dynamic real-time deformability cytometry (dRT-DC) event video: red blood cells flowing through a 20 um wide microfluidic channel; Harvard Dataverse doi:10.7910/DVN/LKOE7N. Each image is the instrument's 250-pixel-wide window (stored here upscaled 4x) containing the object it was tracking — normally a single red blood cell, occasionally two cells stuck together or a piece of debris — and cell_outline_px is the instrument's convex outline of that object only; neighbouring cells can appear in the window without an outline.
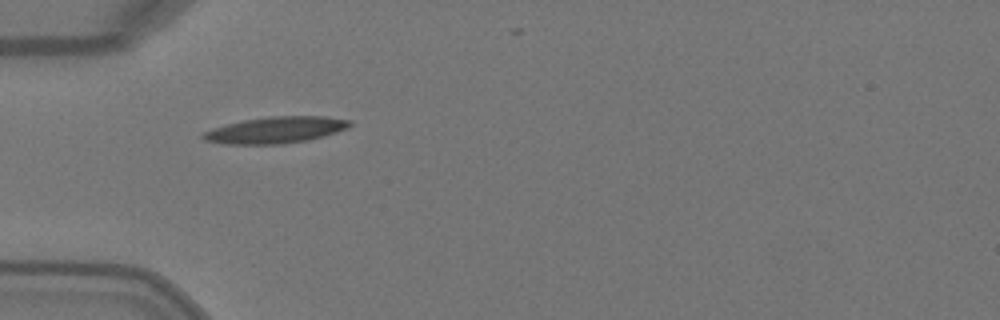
{"species": "Egyptian fruit bat (a non-hibernating species)", "species_latin": "Rousettus aegyptiacus", "temperature_condition": "warm", "stored_images_in_passage": 3, "camera_frame_rate_fps": 3000, "um_per_image_px": 0.085, "animal": {"sex": "female"}, "frame": {"image": 1, "passage_image": 1, "time_ms": 0.0, "image_size_px": [1000, 320], "cell_outline_px": [[352, 124], [336, 132], [308, 140], [284, 144], [224, 144], [204, 140], [200, 136], [204, 132], [212, 128], [244, 120], [268, 116], [324, 116], [352, 120]], "centroid_in_image_um": [23.41, 11.05], "position_along_channel_um": 61.6, "area_um2": 22.54}}
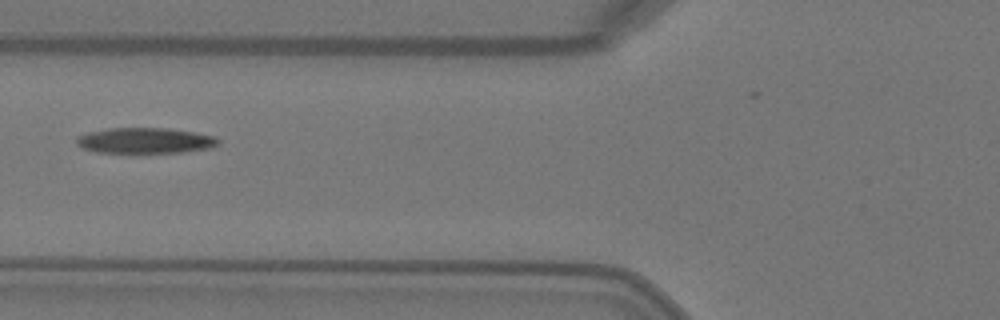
{"frame": {"image": 2, "passage_image": 2, "time_ms": 0.333, "image_size_px": [1000, 320], "cell_outline_px": [[220, 144], [212, 148], [184, 152], [96, 152], [80, 148], [76, 144], [76, 136], [88, 132], [108, 128], [168, 128], [196, 132], [216, 136], [220, 140]], "centroid_in_image_um": [12.36, 11.94], "position_along_channel_um": 113.4, "area_um2": 21.44}}
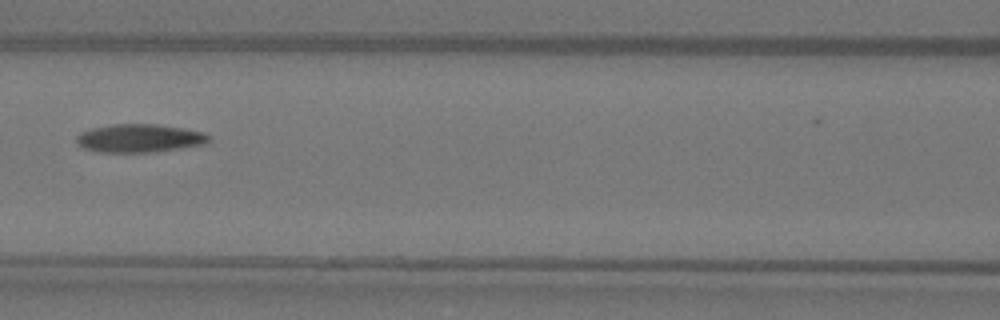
{"frame": {"image": 3, "passage_image": 3, "time_ms": 0.667, "image_size_px": [1000, 320], "cell_outline_px": [[212, 136], [208, 144], [152, 152], [100, 152], [84, 148], [76, 140], [76, 136], [80, 132], [92, 128], [112, 124], [156, 124], [184, 128], [204, 132]], "centroid_in_image_um": [11.91, 11.74], "position_along_channel_um": 154.7, "area_um2": 21.91}}